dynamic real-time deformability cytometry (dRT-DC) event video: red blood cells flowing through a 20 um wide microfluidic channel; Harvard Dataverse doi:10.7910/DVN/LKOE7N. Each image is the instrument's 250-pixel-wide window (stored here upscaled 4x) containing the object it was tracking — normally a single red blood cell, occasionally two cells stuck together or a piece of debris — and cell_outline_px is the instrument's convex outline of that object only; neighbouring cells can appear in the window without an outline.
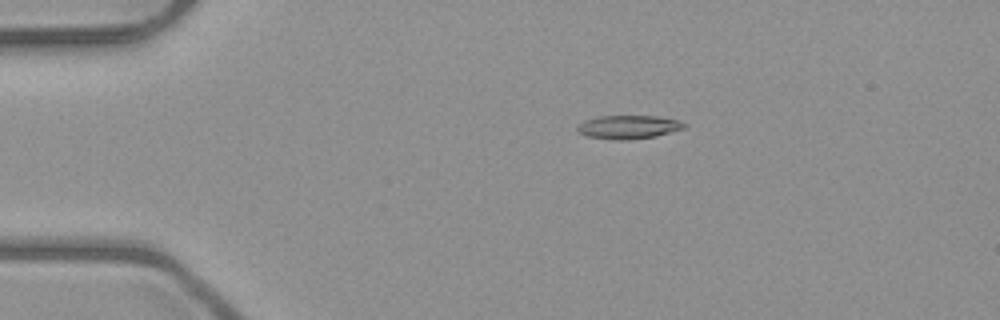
{"species": "common noctule bat (a hibernating species)", "species_latin": "Nyctalus noctula", "temperature_condition": "room temperature", "stored_images_in_passage": 6, "camera_frame_rate_fps": 3000, "um_per_image_px": 0.085, "animal": {"sex": "male", "body_mass_g": 23.1, "forearm_length_mm": 52.7}, "frame": {"image": 1, "passage_image": 3, "time_ms": 2.333, "image_size_px": [1000, 320], "cell_outline_px": [[688, 124], [684, 128], [656, 136], [628, 140], [616, 140], [588, 136], [580, 132], [576, 128], [584, 120], [600, 116], [656, 116], [676, 120]], "centroid_in_image_um": [53.43, 10.8], "position_along_channel_um": 31.6, "area_um2": 14.45}}
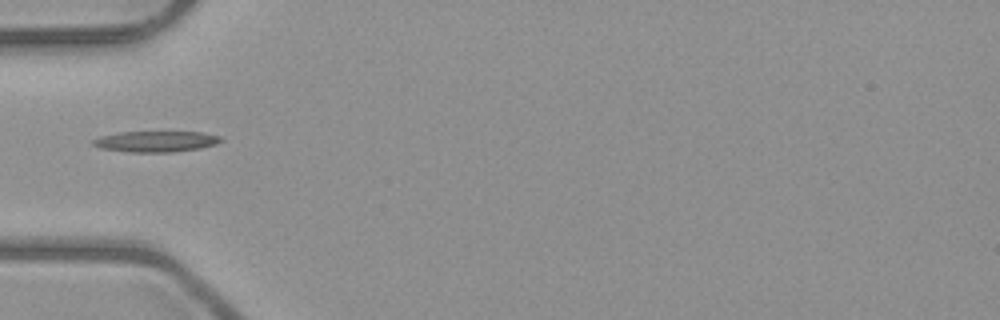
{"frame": {"image": 2, "passage_image": 5, "time_ms": 4.667, "image_size_px": [1000, 320], "cell_outline_px": [[224, 140], [216, 144], [200, 148], [172, 152], [128, 152], [100, 148], [92, 144], [92, 140], [100, 136], [120, 132], [200, 132], [220, 136]], "centroid_in_image_um": [13.25, 12.02], "position_along_channel_um": 71.8, "area_um2": 15.55}}
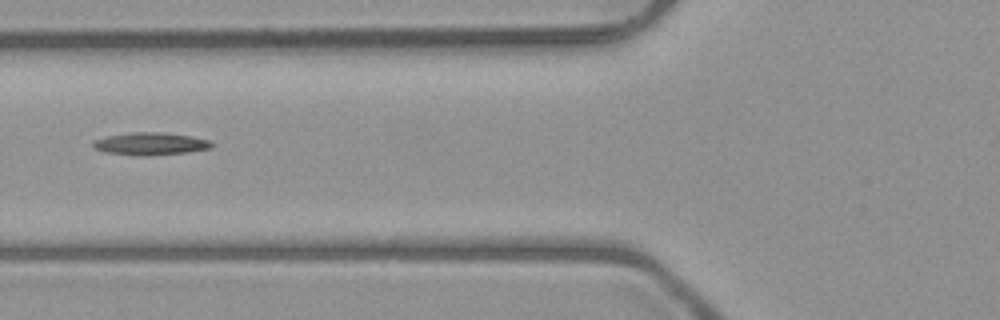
{"frame": {"image": 3, "passage_image": 6, "time_ms": 5.667, "image_size_px": [1000, 320], "cell_outline_px": [[212, 148], [188, 152], [148, 156], [136, 156], [104, 152], [92, 148], [92, 144], [96, 140], [108, 136], [132, 132], [160, 132], [192, 136], [208, 140], [212, 144]], "centroid_in_image_um": [12.77, 12.23], "position_along_channel_um": 113.0, "area_um2": 15.61}}